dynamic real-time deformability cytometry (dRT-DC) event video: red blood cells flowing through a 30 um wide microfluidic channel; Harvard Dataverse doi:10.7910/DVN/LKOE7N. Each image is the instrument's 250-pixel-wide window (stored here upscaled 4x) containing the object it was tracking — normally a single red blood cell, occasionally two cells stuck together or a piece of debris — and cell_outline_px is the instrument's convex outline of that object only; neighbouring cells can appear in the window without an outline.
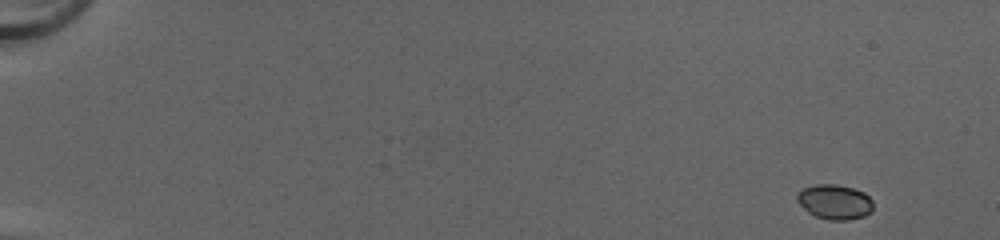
{"species": "common noctule bat (a hibernating species)", "species_latin": "Nyctalus noctula", "temperature_condition": "cold", "stored_images_in_passage": 48, "camera_frame_rate_fps": 3000, "um_per_image_px": 0.085, "animal": {"sex": "female", "body_mass_g": 20.0, "forearm_length_mm": 54.0}, "frame": {"image": 1, "passage_image": 1, "time_ms": 0.0, "image_size_px": [1000, 240], "cell_outline_px": [[872, 212], [864, 216], [848, 220], [828, 220], [816, 216], [808, 212], [796, 200], [796, 192], [800, 188], [816, 184], [836, 184], [852, 188], [864, 192], [872, 200]], "centroid_in_image_um": [70.92, 17.15], "position_along_channel_um": 14.1, "area_um2": 15.61}}
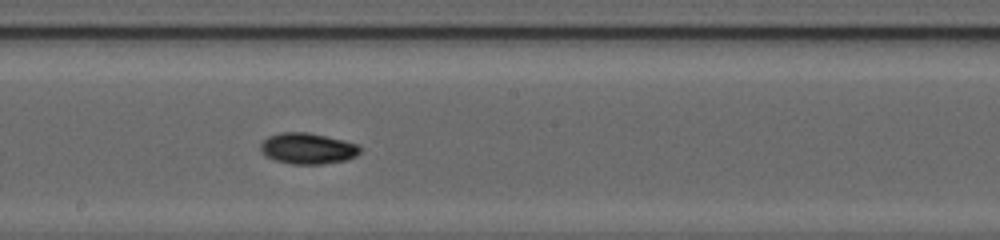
{"frame": {"image": 2, "passage_image": 28, "time_ms": 9.0, "image_size_px": [1000, 240], "cell_outline_px": [[360, 152], [356, 156], [348, 160], [324, 164], [292, 164], [276, 160], [264, 156], [260, 152], [260, 144], [268, 136], [280, 132], [308, 132], [344, 140], [360, 144]], "centroid_in_image_um": [26.16, 12.62], "position_along_channel_um": 222.0, "area_um2": 18.26}}
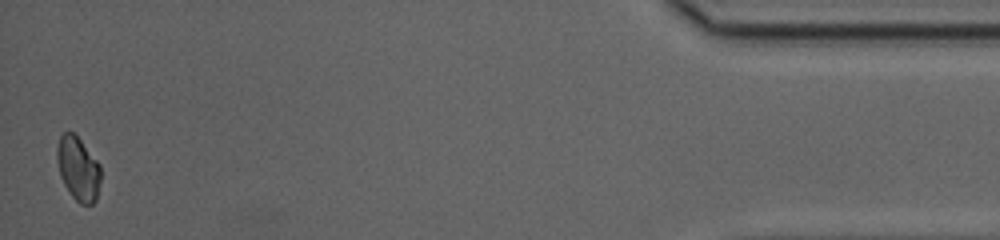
{"frame": {"image": 3, "passage_image": 48, "time_ms": 15.667, "image_size_px": [1000, 240], "cell_outline_px": [[100, 180], [96, 200], [92, 204], [80, 204], [72, 196], [64, 184], [60, 176], [56, 160], [56, 148], [60, 136], [64, 132], [72, 132], [80, 140], [100, 164]], "centroid_in_image_um": [6.62, 14.34], "position_along_channel_um": 428.6, "area_um2": 16.18}, "authors_computed_cell_mechanics": {"area_um2": 16.7909, "velocity_mm_per_s": 4.2158, "shape_relaxation_time_tau1_ms": 2.9152, "shape_relaxation_time_tau2_ms": 7.0317, "deformation_change_tau1": 0.098, "deformation_change_tau2": 0.0972}}